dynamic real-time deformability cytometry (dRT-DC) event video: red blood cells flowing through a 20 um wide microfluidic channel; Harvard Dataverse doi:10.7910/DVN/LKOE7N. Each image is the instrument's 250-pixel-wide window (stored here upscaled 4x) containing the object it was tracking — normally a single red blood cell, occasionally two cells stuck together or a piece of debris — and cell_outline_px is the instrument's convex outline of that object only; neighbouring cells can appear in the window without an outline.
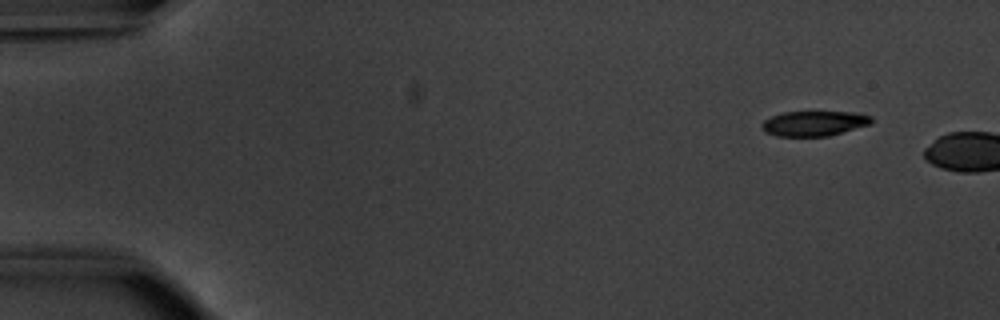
{"species": "common noctule bat (a hibernating species)", "species_latin": "Nyctalus noctula", "temperature_condition": "warm", "stored_images_in_passage": 4, "camera_frame_rate_fps": 3000, "um_per_image_px": 0.085, "animal": {"sex": "male", "body_mass_g": 20.1, "forearm_length_mm": 53.5}, "frame": {"image": 1, "passage_image": 1, "time_ms": 0.0, "image_size_px": [1000, 320], "cell_outline_px": [[872, 124], [828, 136], [776, 136], [764, 132], [760, 128], [760, 124], [764, 120], [772, 116], [784, 112], [848, 112], [872, 116]], "centroid_in_image_um": [69.16, 10.5], "position_along_channel_um": 15.8, "area_um2": 16.01}}